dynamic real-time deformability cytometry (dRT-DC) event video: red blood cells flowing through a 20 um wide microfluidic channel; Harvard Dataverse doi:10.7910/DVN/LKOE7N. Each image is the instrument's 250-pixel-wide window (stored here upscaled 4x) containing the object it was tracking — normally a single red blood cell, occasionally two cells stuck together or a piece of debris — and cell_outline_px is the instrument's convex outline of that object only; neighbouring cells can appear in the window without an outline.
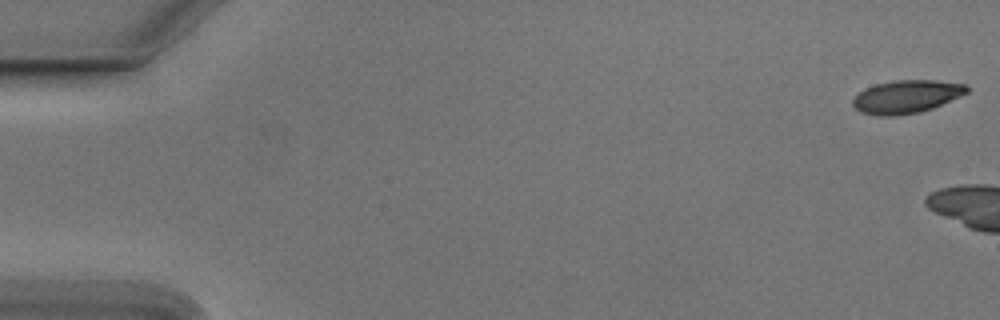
{"species": "Egyptian fruit bat (a non-hibernating species)", "species_latin": "Rousettus aegyptiacus", "temperature_condition": "cold", "stored_images_in_passage": 5, "camera_frame_rate_fps": 3000, "um_per_image_px": 0.085, "animal": {"sex": "male"}, "frame": {"image": 1, "passage_image": 1, "time_ms": 0.0, "image_size_px": [1000, 320], "cell_outline_px": [[968, 92], [960, 96], [932, 108], [920, 112], [896, 116], [880, 116], [860, 112], [852, 104], [852, 100], [860, 92], [876, 84], [896, 80], [932, 80], [968, 84]], "centroid_in_image_um": [77.06, 8.22], "position_along_channel_um": 7.9, "area_um2": 21.79}}